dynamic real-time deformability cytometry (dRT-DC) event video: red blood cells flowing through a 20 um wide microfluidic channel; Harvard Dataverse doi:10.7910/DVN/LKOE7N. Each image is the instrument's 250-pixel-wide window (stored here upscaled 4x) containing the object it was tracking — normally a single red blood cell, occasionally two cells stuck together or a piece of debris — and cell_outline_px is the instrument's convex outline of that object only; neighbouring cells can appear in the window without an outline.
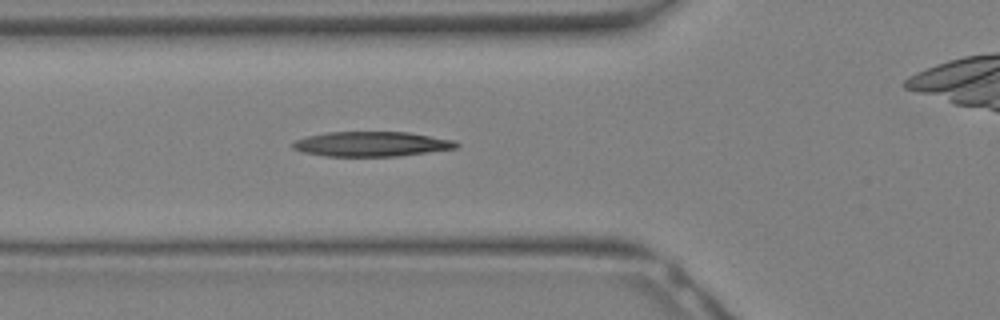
{"species": "Egyptian fruit bat (a non-hibernating species)", "species_latin": "Rousettus aegyptiacus", "temperature_condition": "warm", "stored_images_in_passage": 10, "camera_frame_rate_fps": 3000, "um_per_image_px": 0.085, "animal": {"sex": "female"}, "frame": {"image": 1, "passage_image": 6, "time_ms": 1.667, "image_size_px": [1000, 320], "cell_outline_px": [[460, 144], [456, 148], [400, 156], [324, 156], [304, 152], [292, 148], [292, 144], [296, 140], [308, 136], [328, 132], [408, 132], [452, 140]], "centroid_in_image_um": [31.57, 12.24], "position_along_channel_um": 94.2, "area_um2": 23.47}}
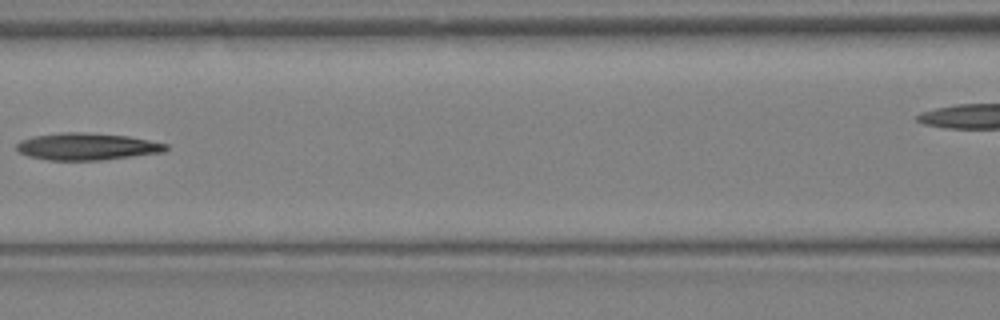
{"frame": {"image": 2, "passage_image": 9, "time_ms": 2.667, "image_size_px": [1000, 320], "cell_outline_px": [[168, 148], [164, 152], [104, 160], [48, 160], [28, 156], [20, 152], [16, 148], [16, 144], [20, 140], [32, 136], [60, 132], [80, 132], [128, 136], [168, 144]], "centroid_in_image_um": [7.37, 12.45], "position_along_channel_um": 159.2, "area_um2": 23.58}}